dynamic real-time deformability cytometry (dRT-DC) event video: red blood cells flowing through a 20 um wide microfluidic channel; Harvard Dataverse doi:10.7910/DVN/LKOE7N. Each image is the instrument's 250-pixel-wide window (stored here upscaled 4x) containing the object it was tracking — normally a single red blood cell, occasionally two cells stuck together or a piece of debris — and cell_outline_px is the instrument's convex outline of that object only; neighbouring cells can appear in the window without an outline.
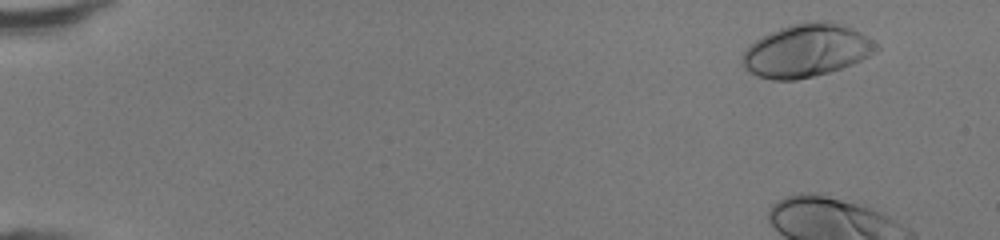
{"species": "human", "species_latin": "Homo sapiens", "temperature_condition": "room temperature", "stored_images_in_passage": 11, "camera_frame_rate_fps": 3000, "um_per_image_px": 0.085, "donor": {"sex": "female"}, "frame": {"image": 1, "passage_image": 4, "time_ms": 1.0, "image_size_px": [1000, 240], "cell_outline_px": [[880, 48], [876, 52], [852, 64], [828, 72], [796, 80], [772, 80], [756, 76], [748, 72], [740, 56], [748, 44], [760, 36], [780, 28], [792, 24], [808, 20], [828, 20], [852, 28], [860, 32], [880, 44]], "centroid_in_image_um": [68.53, 4.28], "position_along_channel_um": 16.5, "area_um2": 41.67}}